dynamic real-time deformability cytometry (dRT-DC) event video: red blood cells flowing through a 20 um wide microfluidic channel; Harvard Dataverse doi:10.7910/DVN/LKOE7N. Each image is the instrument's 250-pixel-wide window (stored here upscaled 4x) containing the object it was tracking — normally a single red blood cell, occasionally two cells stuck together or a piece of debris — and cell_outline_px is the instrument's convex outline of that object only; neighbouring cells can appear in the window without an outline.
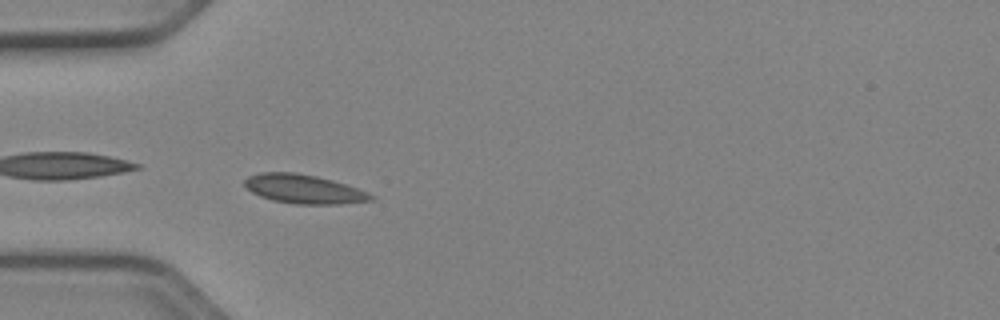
{"species": "Egyptian fruit bat (a non-hibernating species)", "species_latin": "Rousettus aegyptiacus", "temperature_condition": "cold", "stored_images_in_passage": 37, "camera_frame_rate_fps": 3000, "um_per_image_px": 0.085, "animal": {"sex": "female"}, "frame": {"image": 1, "passage_image": 1, "time_ms": 0.0, "image_size_px": [1000, 320], "cell_outline_px": [[376, 196], [372, 200], [340, 204], [296, 204], [272, 200], [260, 196], [252, 192], [244, 184], [244, 180], [248, 176], [260, 172], [296, 172], [316, 176], [332, 180], [368, 192]], "centroid_in_image_um": [25.81, 16.06], "position_along_channel_um": 59.2, "area_um2": 21.27}}
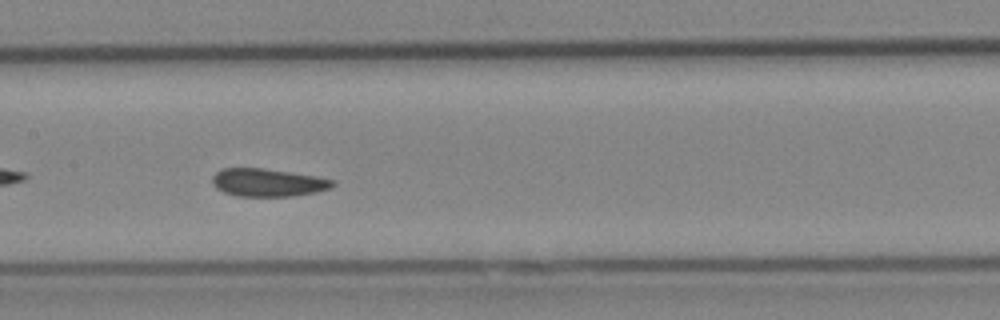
{"frame": {"image": 2, "passage_image": 11, "time_ms": 3.333, "image_size_px": [1000, 320], "cell_outline_px": [[336, 184], [328, 188], [316, 192], [292, 196], [236, 196], [224, 192], [216, 188], [212, 184], [212, 176], [220, 168], [264, 168], [316, 176], [336, 180]], "centroid_in_image_um": [22.75, 15.51], "position_along_channel_um": 184.7, "area_um2": 19.65}}
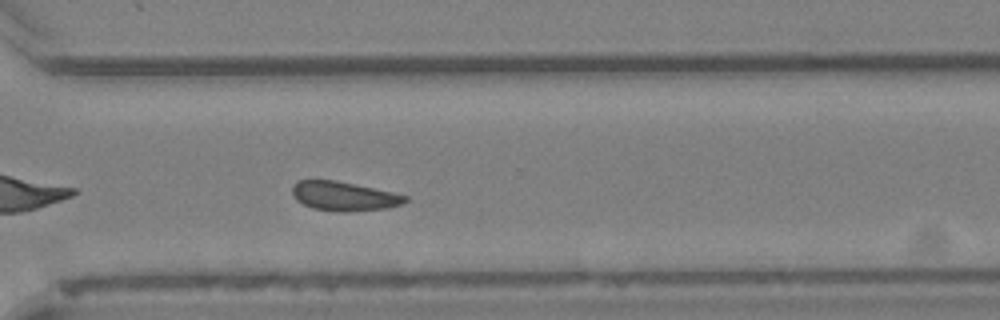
{"frame": {"image": 3, "passage_image": 23, "time_ms": 7.333, "image_size_px": [1000, 320], "cell_outline_px": [[408, 200], [404, 204], [388, 208], [348, 212], [336, 212], [312, 208], [296, 200], [292, 192], [292, 184], [296, 180], [336, 180], [392, 192], [408, 196]], "centroid_in_image_um": [29.23, 16.68], "position_along_channel_um": 341.4, "area_um2": 19.42}}